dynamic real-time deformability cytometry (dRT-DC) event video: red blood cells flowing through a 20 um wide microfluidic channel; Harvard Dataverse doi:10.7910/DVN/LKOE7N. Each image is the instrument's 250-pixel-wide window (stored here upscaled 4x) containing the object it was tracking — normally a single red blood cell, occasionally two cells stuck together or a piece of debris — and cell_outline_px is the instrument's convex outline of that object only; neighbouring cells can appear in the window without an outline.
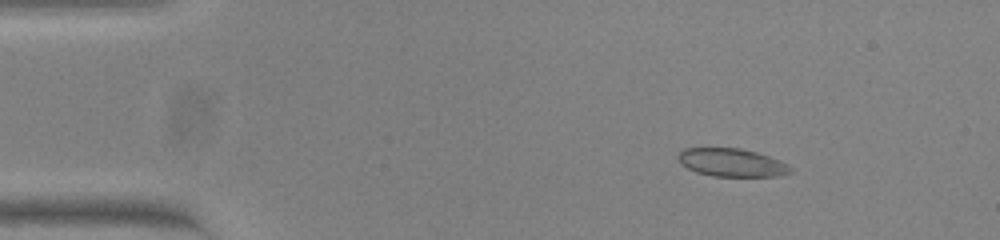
{"species": "common noctule bat (a hibernating species)", "species_latin": "Nyctalus noctula", "temperature_condition": "warm", "stored_images_in_passage": 53, "camera_frame_rate_fps": 3000, "um_per_image_px": 0.085, "animal": {"sex": "female", "body_mass_g": 23.0, "forearm_length_mm": 53.4}, "frame": {"image": 1, "passage_image": 7, "time_ms": 2.0, "image_size_px": [1000, 240], "cell_outline_px": [[792, 172], [780, 176], [712, 176], [696, 172], [680, 164], [676, 156], [684, 148], [740, 148], [756, 152], [780, 160], [788, 164], [792, 168]], "centroid_in_image_um": [62.19, 13.82], "position_along_channel_um": 22.8, "area_um2": 18.5}}
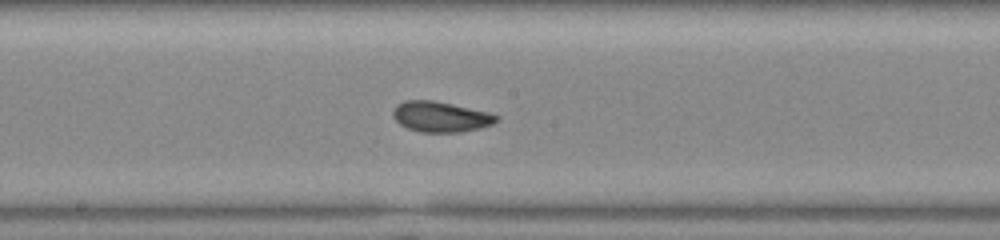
{"frame": {"image": 2, "passage_image": 28, "time_ms": 9.0, "image_size_px": [1000, 240], "cell_outline_px": [[500, 120], [492, 124], [480, 128], [460, 132], [420, 132], [408, 128], [400, 124], [392, 116], [392, 112], [396, 104], [404, 100], [432, 100], [452, 104], [488, 112], [500, 116]], "centroid_in_image_um": [37.45, 9.92], "position_along_channel_um": 210.7, "area_um2": 18.44}}
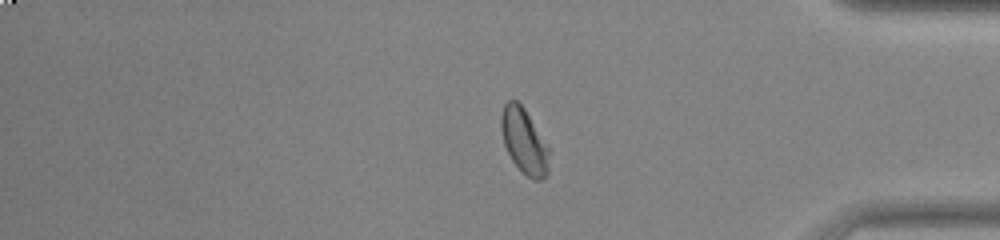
{"frame": {"image": 3, "passage_image": 44, "time_ms": 14.333, "image_size_px": [1000, 240], "cell_outline_px": [[548, 172], [540, 180], [532, 180], [512, 160], [504, 144], [500, 128], [500, 116], [504, 104], [508, 100], [516, 100], [524, 108], [548, 148]], "centroid_in_image_um": [44.51, 11.97], "position_along_channel_um": 390.7, "area_um2": 17.74}, "authors_computed_cell_mechanics": {"area_um2": 18.6116, "velocity_mm_per_s": 3.814, "shape_relaxation_time_tau1_ms": 3.1967, "shape_relaxation_time_tau2_ms": 1.5731, "deformation_change_tau1": 0.1146, "deformation_change_tau2": 0.0467}}